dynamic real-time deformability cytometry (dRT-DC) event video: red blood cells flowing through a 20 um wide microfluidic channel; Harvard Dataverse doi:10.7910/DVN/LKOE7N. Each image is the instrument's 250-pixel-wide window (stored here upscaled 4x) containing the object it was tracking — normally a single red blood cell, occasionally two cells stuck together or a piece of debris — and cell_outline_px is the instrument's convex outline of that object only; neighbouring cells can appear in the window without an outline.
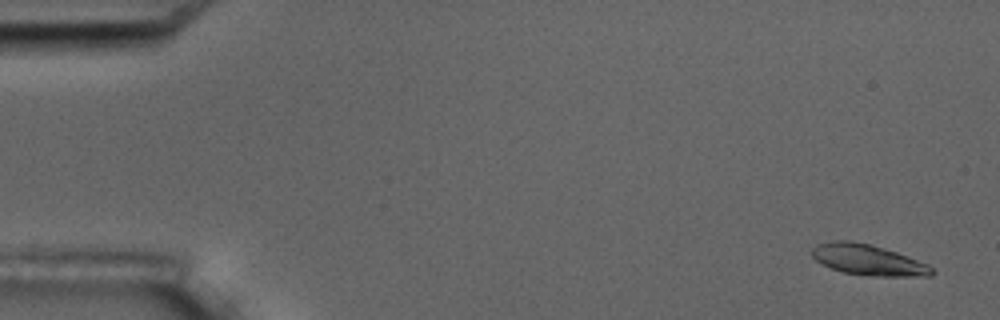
{"species": "common noctule bat (a hibernating species)", "species_latin": "Nyctalus noctula", "temperature_condition": "room temperature", "stored_images_in_passage": 5, "camera_frame_rate_fps": 3000, "um_per_image_px": 0.085, "animal": {"sex": "male", "body_mass_g": 17.5, "forearm_length_mm": 52.3}, "frame": {"image": 1, "passage_image": 1, "time_ms": 0.0, "image_size_px": [1000, 320], "cell_outline_px": [[936, 272], [932, 276], [868, 276], [844, 272], [832, 268], [816, 260], [808, 252], [816, 244], [832, 240], [852, 240], [884, 248], [896, 252], [928, 264]], "centroid_in_image_um": [73.77, 22.08], "position_along_channel_um": 11.2, "area_um2": 21.56}}
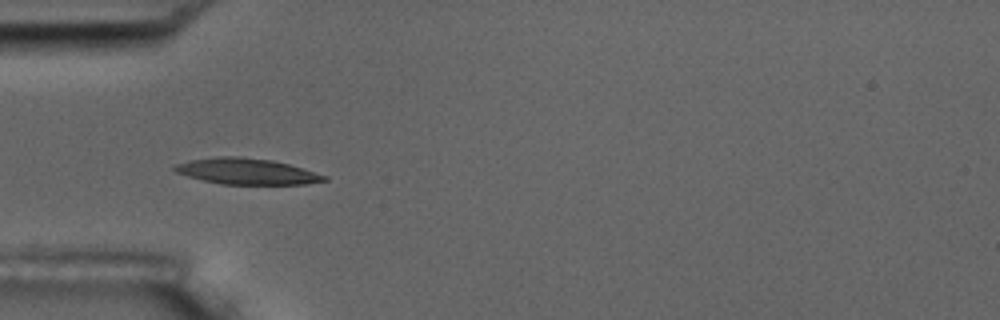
{"frame": {"image": 2, "passage_image": 4, "time_ms": 5.0, "image_size_px": [1000, 320], "cell_outline_px": [[328, 180], [304, 184], [220, 184], [188, 176], [176, 172], [172, 168], [176, 164], [192, 160], [216, 156], [240, 156], [272, 160], [288, 164], [328, 176]], "centroid_in_image_um": [20.97, 14.56], "position_along_channel_um": 64.0, "area_um2": 22.48}}